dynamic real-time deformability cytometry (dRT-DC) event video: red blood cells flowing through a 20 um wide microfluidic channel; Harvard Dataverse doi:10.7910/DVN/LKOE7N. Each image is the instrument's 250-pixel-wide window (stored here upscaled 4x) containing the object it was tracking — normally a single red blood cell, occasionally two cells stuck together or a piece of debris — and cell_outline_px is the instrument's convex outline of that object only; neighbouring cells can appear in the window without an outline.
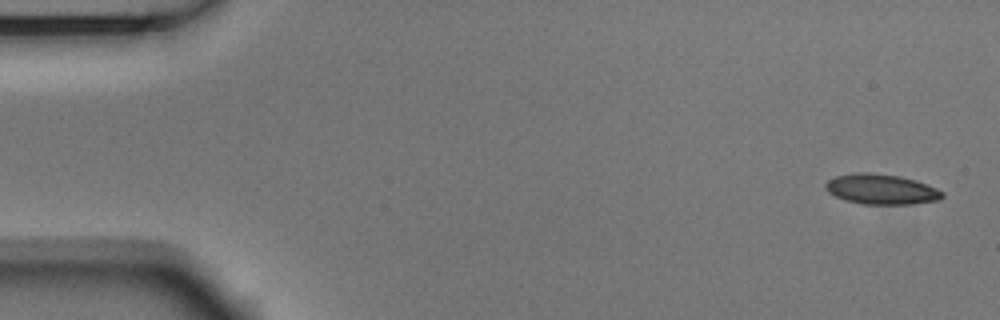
{"species": "Egyptian fruit bat (a non-hibernating species)", "species_latin": "Rousettus aegyptiacus", "temperature_condition": "room temperature", "stored_images_in_passage": 9, "camera_frame_rate_fps": 3000, "um_per_image_px": 0.085, "animal": {"sex": "male"}, "frame": {"image": 1, "passage_image": 1, "time_ms": 0.0, "image_size_px": [1000, 320], "cell_outline_px": [[944, 196], [940, 200], [912, 204], [864, 204], [844, 200], [828, 192], [824, 188], [824, 184], [828, 180], [836, 176], [856, 172], [868, 172], [900, 176], [916, 180], [936, 188], [944, 192]], "centroid_in_image_um": [74.91, 16.08], "position_along_channel_um": 10.1, "area_um2": 20.69}}
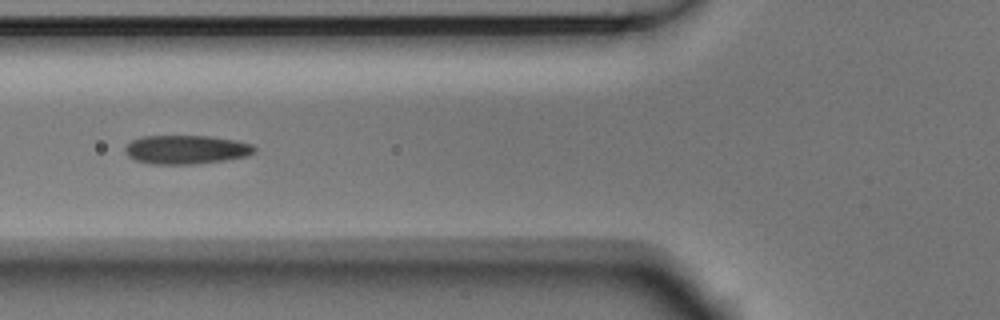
{"frame": {"image": 2, "passage_image": 6, "time_ms": 1.667, "image_size_px": [1000, 320], "cell_outline_px": [[256, 148], [248, 156], [224, 160], [196, 164], [148, 164], [136, 160], [128, 156], [124, 152], [124, 148], [132, 140], [140, 136], [212, 136], [236, 140], [252, 144]], "centroid_in_image_um": [15.8, 12.71], "position_along_channel_um": 110.0, "area_um2": 21.85}}
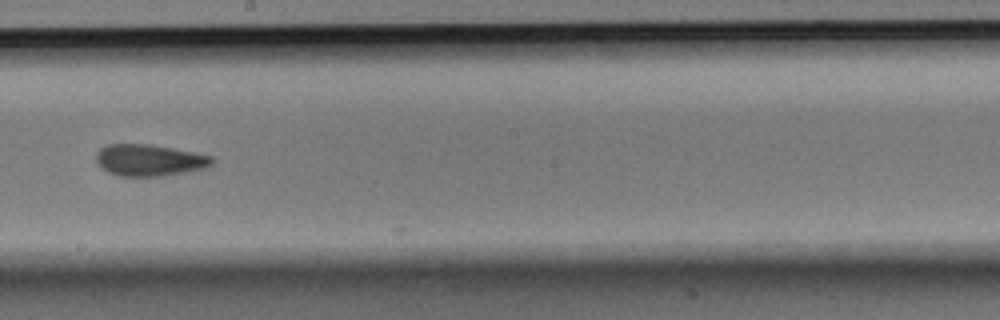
{"frame": {"image": 3, "passage_image": 9, "time_ms": 2.667, "image_size_px": [1000, 320], "cell_outline_px": [[212, 164], [204, 168], [164, 176], [116, 176], [108, 172], [96, 160], [96, 152], [100, 148], [108, 144], [148, 144], [172, 148], [212, 156]], "centroid_in_image_um": [12.66, 13.61], "position_along_channel_um": 235.5, "area_um2": 21.15}}